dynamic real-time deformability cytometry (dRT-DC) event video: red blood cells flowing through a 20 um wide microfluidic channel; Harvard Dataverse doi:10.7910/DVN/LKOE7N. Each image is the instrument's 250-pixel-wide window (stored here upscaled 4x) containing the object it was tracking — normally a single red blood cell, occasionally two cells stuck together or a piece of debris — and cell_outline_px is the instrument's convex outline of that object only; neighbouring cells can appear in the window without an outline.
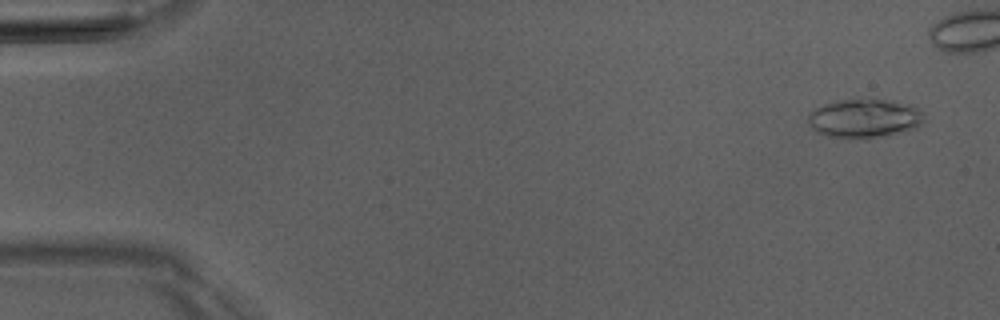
{"species": "Egyptian fruit bat (a non-hibernating species)", "species_latin": "Rousettus aegyptiacus", "temperature_condition": "room temperature", "stored_images_in_passage": 6, "camera_frame_rate_fps": 3000, "um_per_image_px": 0.085, "animal": {"sex": "male"}, "frame": {"image": 1, "passage_image": 1, "time_ms": 0.0, "image_size_px": [1000, 320], "cell_outline_px": [[924, 120], [916, 128], [880, 136], [828, 136], [816, 132], [808, 124], [808, 112], [824, 104], [840, 100], [860, 96], [892, 100], [916, 104], [924, 112]], "centroid_in_image_um": [73.52, 9.97], "position_along_channel_um": 11.5, "area_um2": 26.59}}